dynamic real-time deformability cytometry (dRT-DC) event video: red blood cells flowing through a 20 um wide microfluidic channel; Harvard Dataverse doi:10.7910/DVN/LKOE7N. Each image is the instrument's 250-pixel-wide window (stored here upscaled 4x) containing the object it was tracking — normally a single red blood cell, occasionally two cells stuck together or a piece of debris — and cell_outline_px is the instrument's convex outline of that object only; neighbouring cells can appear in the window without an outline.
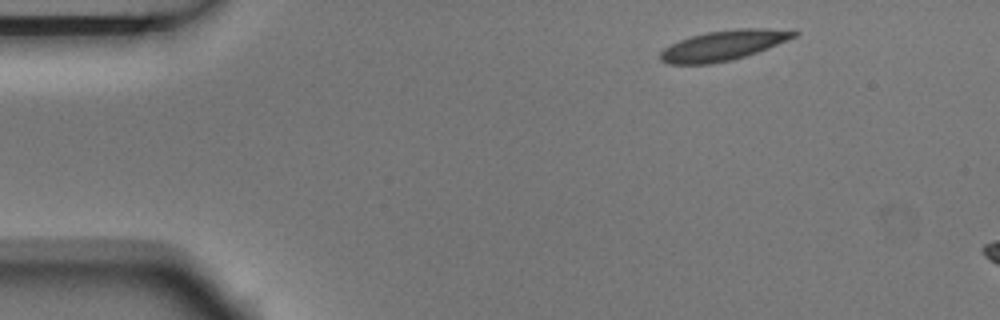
{"species": "Egyptian fruit bat (a non-hibernating species)", "species_latin": "Rousettus aegyptiacus", "temperature_condition": "room temperature", "stored_images_in_passage": 3, "camera_frame_rate_fps": 3000, "um_per_image_px": 0.085, "animal": {"sex": "male"}, "frame": {"image": 1, "passage_image": 1, "time_ms": 0.0, "image_size_px": [1000, 320], "cell_outline_px": [[800, 32], [796, 36], [768, 48], [732, 60], [712, 64], [668, 64], [660, 60], [660, 52], [664, 48], [680, 40], [692, 36], [708, 32], [736, 28], [768, 28]], "centroid_in_image_um": [61.47, 3.86], "position_along_channel_um": 23.5, "area_um2": 23.18}}